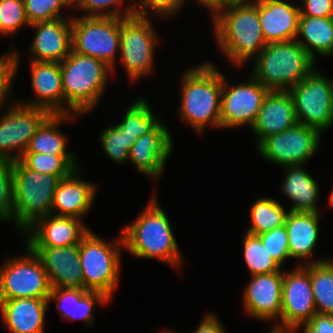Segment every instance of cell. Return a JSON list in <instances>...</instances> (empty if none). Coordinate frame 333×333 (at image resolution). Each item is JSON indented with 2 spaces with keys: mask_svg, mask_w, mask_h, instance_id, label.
Listing matches in <instances>:
<instances>
[{
  "mask_svg": "<svg viewBox=\"0 0 333 333\" xmlns=\"http://www.w3.org/2000/svg\"><path fill=\"white\" fill-rule=\"evenodd\" d=\"M12 105L0 118V156L17 161L27 150L31 138L52 114L46 109L18 101Z\"/></svg>",
  "mask_w": 333,
  "mask_h": 333,
  "instance_id": "4fadbf2b",
  "label": "cell"
},
{
  "mask_svg": "<svg viewBox=\"0 0 333 333\" xmlns=\"http://www.w3.org/2000/svg\"><path fill=\"white\" fill-rule=\"evenodd\" d=\"M83 1L84 0H62L64 6H70V8L75 6L78 11H80Z\"/></svg>",
  "mask_w": 333,
  "mask_h": 333,
  "instance_id": "681fc988",
  "label": "cell"
},
{
  "mask_svg": "<svg viewBox=\"0 0 333 333\" xmlns=\"http://www.w3.org/2000/svg\"><path fill=\"white\" fill-rule=\"evenodd\" d=\"M223 76L221 93V128H237L242 125L252 127L262 102L269 89L252 75L247 82L235 86L227 85Z\"/></svg>",
  "mask_w": 333,
  "mask_h": 333,
  "instance_id": "9a60e30c",
  "label": "cell"
},
{
  "mask_svg": "<svg viewBox=\"0 0 333 333\" xmlns=\"http://www.w3.org/2000/svg\"><path fill=\"white\" fill-rule=\"evenodd\" d=\"M56 301L61 318L82 320L90 327L94 319V308L109 303L110 299L98 291L81 288H51L48 302ZM98 304V305H97Z\"/></svg>",
  "mask_w": 333,
  "mask_h": 333,
  "instance_id": "4316f807",
  "label": "cell"
},
{
  "mask_svg": "<svg viewBox=\"0 0 333 333\" xmlns=\"http://www.w3.org/2000/svg\"><path fill=\"white\" fill-rule=\"evenodd\" d=\"M159 122L150 132L139 137L129 151V161L138 171L159 178L173 148L172 134Z\"/></svg>",
  "mask_w": 333,
  "mask_h": 333,
  "instance_id": "ac0fdd59",
  "label": "cell"
},
{
  "mask_svg": "<svg viewBox=\"0 0 333 333\" xmlns=\"http://www.w3.org/2000/svg\"><path fill=\"white\" fill-rule=\"evenodd\" d=\"M250 277L242 298L246 313L256 319L278 321L281 317L283 269Z\"/></svg>",
  "mask_w": 333,
  "mask_h": 333,
  "instance_id": "2e32d148",
  "label": "cell"
},
{
  "mask_svg": "<svg viewBox=\"0 0 333 333\" xmlns=\"http://www.w3.org/2000/svg\"><path fill=\"white\" fill-rule=\"evenodd\" d=\"M148 17L120 18V58L127 76L138 80L153 69L158 35Z\"/></svg>",
  "mask_w": 333,
  "mask_h": 333,
  "instance_id": "8fae6325",
  "label": "cell"
},
{
  "mask_svg": "<svg viewBox=\"0 0 333 333\" xmlns=\"http://www.w3.org/2000/svg\"><path fill=\"white\" fill-rule=\"evenodd\" d=\"M300 16L333 17V0H303Z\"/></svg>",
  "mask_w": 333,
  "mask_h": 333,
  "instance_id": "ee69618b",
  "label": "cell"
},
{
  "mask_svg": "<svg viewBox=\"0 0 333 333\" xmlns=\"http://www.w3.org/2000/svg\"><path fill=\"white\" fill-rule=\"evenodd\" d=\"M137 139V136L121 133L117 125H110L100 135L103 151L116 163L129 162V151Z\"/></svg>",
  "mask_w": 333,
  "mask_h": 333,
  "instance_id": "d590c367",
  "label": "cell"
},
{
  "mask_svg": "<svg viewBox=\"0 0 333 333\" xmlns=\"http://www.w3.org/2000/svg\"><path fill=\"white\" fill-rule=\"evenodd\" d=\"M24 256L7 259L0 267V300L48 299L51 285L39 258L27 246Z\"/></svg>",
  "mask_w": 333,
  "mask_h": 333,
  "instance_id": "30bf717a",
  "label": "cell"
},
{
  "mask_svg": "<svg viewBox=\"0 0 333 333\" xmlns=\"http://www.w3.org/2000/svg\"><path fill=\"white\" fill-rule=\"evenodd\" d=\"M152 111L145 99L138 98L127 108L123 120L116 125L121 133L139 138L150 132L160 122Z\"/></svg>",
  "mask_w": 333,
  "mask_h": 333,
  "instance_id": "836d02e7",
  "label": "cell"
},
{
  "mask_svg": "<svg viewBox=\"0 0 333 333\" xmlns=\"http://www.w3.org/2000/svg\"><path fill=\"white\" fill-rule=\"evenodd\" d=\"M329 204L333 207V187L329 195Z\"/></svg>",
  "mask_w": 333,
  "mask_h": 333,
  "instance_id": "816d5d0a",
  "label": "cell"
},
{
  "mask_svg": "<svg viewBox=\"0 0 333 333\" xmlns=\"http://www.w3.org/2000/svg\"><path fill=\"white\" fill-rule=\"evenodd\" d=\"M289 211L273 198L257 199L250 207L251 225L246 233L259 235L285 224Z\"/></svg>",
  "mask_w": 333,
  "mask_h": 333,
  "instance_id": "1f68e13d",
  "label": "cell"
},
{
  "mask_svg": "<svg viewBox=\"0 0 333 333\" xmlns=\"http://www.w3.org/2000/svg\"><path fill=\"white\" fill-rule=\"evenodd\" d=\"M31 85L35 100L18 102L48 110L51 114H63V85L60 62L30 61Z\"/></svg>",
  "mask_w": 333,
  "mask_h": 333,
  "instance_id": "603a6c76",
  "label": "cell"
},
{
  "mask_svg": "<svg viewBox=\"0 0 333 333\" xmlns=\"http://www.w3.org/2000/svg\"><path fill=\"white\" fill-rule=\"evenodd\" d=\"M302 36L303 41L299 38ZM297 42L316 61V53L333 55V17L300 16Z\"/></svg>",
  "mask_w": 333,
  "mask_h": 333,
  "instance_id": "f1b7e54d",
  "label": "cell"
},
{
  "mask_svg": "<svg viewBox=\"0 0 333 333\" xmlns=\"http://www.w3.org/2000/svg\"><path fill=\"white\" fill-rule=\"evenodd\" d=\"M29 248L44 266L51 288L84 289L79 245Z\"/></svg>",
  "mask_w": 333,
  "mask_h": 333,
  "instance_id": "d6986e66",
  "label": "cell"
},
{
  "mask_svg": "<svg viewBox=\"0 0 333 333\" xmlns=\"http://www.w3.org/2000/svg\"><path fill=\"white\" fill-rule=\"evenodd\" d=\"M124 239L121 234L115 241L105 242L91 230L79 243V257L84 289L98 291L112 298L120 276L121 250Z\"/></svg>",
  "mask_w": 333,
  "mask_h": 333,
  "instance_id": "52a82bcc",
  "label": "cell"
},
{
  "mask_svg": "<svg viewBox=\"0 0 333 333\" xmlns=\"http://www.w3.org/2000/svg\"><path fill=\"white\" fill-rule=\"evenodd\" d=\"M161 333H178V332H174L173 330H163V332H161Z\"/></svg>",
  "mask_w": 333,
  "mask_h": 333,
  "instance_id": "f5cc1de1",
  "label": "cell"
},
{
  "mask_svg": "<svg viewBox=\"0 0 333 333\" xmlns=\"http://www.w3.org/2000/svg\"><path fill=\"white\" fill-rule=\"evenodd\" d=\"M60 67L63 114L89 113L103 96L112 68L99 59L72 50L60 62Z\"/></svg>",
  "mask_w": 333,
  "mask_h": 333,
  "instance_id": "277c9868",
  "label": "cell"
},
{
  "mask_svg": "<svg viewBox=\"0 0 333 333\" xmlns=\"http://www.w3.org/2000/svg\"><path fill=\"white\" fill-rule=\"evenodd\" d=\"M281 192L292 202L289 211L320 212L318 206V182L303 168L304 165H286Z\"/></svg>",
  "mask_w": 333,
  "mask_h": 333,
  "instance_id": "83f0119b",
  "label": "cell"
},
{
  "mask_svg": "<svg viewBox=\"0 0 333 333\" xmlns=\"http://www.w3.org/2000/svg\"><path fill=\"white\" fill-rule=\"evenodd\" d=\"M297 329L295 328H291V327H282V326H278L275 325L273 326V329L269 330L268 333H293L295 332Z\"/></svg>",
  "mask_w": 333,
  "mask_h": 333,
  "instance_id": "c3c4849f",
  "label": "cell"
},
{
  "mask_svg": "<svg viewBox=\"0 0 333 333\" xmlns=\"http://www.w3.org/2000/svg\"><path fill=\"white\" fill-rule=\"evenodd\" d=\"M316 314L310 279V263L283 271L281 322L278 326L300 329Z\"/></svg>",
  "mask_w": 333,
  "mask_h": 333,
  "instance_id": "5bb4252c",
  "label": "cell"
},
{
  "mask_svg": "<svg viewBox=\"0 0 333 333\" xmlns=\"http://www.w3.org/2000/svg\"><path fill=\"white\" fill-rule=\"evenodd\" d=\"M180 118L198 133L208 125L221 128V93L223 75L213 63L188 69L181 78Z\"/></svg>",
  "mask_w": 333,
  "mask_h": 333,
  "instance_id": "3957f363",
  "label": "cell"
},
{
  "mask_svg": "<svg viewBox=\"0 0 333 333\" xmlns=\"http://www.w3.org/2000/svg\"><path fill=\"white\" fill-rule=\"evenodd\" d=\"M23 2L30 25L36 22L64 18L60 12L64 7L62 0H23Z\"/></svg>",
  "mask_w": 333,
  "mask_h": 333,
  "instance_id": "ab89813d",
  "label": "cell"
},
{
  "mask_svg": "<svg viewBox=\"0 0 333 333\" xmlns=\"http://www.w3.org/2000/svg\"><path fill=\"white\" fill-rule=\"evenodd\" d=\"M20 161L33 171L58 176L60 179L69 176L75 169L80 168L74 155L23 153Z\"/></svg>",
  "mask_w": 333,
  "mask_h": 333,
  "instance_id": "d6a6232c",
  "label": "cell"
},
{
  "mask_svg": "<svg viewBox=\"0 0 333 333\" xmlns=\"http://www.w3.org/2000/svg\"><path fill=\"white\" fill-rule=\"evenodd\" d=\"M35 36L30 45L32 61L61 62L72 50V18L36 22Z\"/></svg>",
  "mask_w": 333,
  "mask_h": 333,
  "instance_id": "ffe728a7",
  "label": "cell"
},
{
  "mask_svg": "<svg viewBox=\"0 0 333 333\" xmlns=\"http://www.w3.org/2000/svg\"><path fill=\"white\" fill-rule=\"evenodd\" d=\"M72 119H74L73 114H52L31 138L24 153L74 155L71 151H68L67 138L58 126Z\"/></svg>",
  "mask_w": 333,
  "mask_h": 333,
  "instance_id": "f546056e",
  "label": "cell"
},
{
  "mask_svg": "<svg viewBox=\"0 0 333 333\" xmlns=\"http://www.w3.org/2000/svg\"><path fill=\"white\" fill-rule=\"evenodd\" d=\"M293 98L288 90H269L251 129L257 145L266 137L284 132L297 124Z\"/></svg>",
  "mask_w": 333,
  "mask_h": 333,
  "instance_id": "44dd1931",
  "label": "cell"
},
{
  "mask_svg": "<svg viewBox=\"0 0 333 333\" xmlns=\"http://www.w3.org/2000/svg\"><path fill=\"white\" fill-rule=\"evenodd\" d=\"M216 43L229 62L242 66L267 45L254 2L223 5L212 16Z\"/></svg>",
  "mask_w": 333,
  "mask_h": 333,
  "instance_id": "6da1fadb",
  "label": "cell"
},
{
  "mask_svg": "<svg viewBox=\"0 0 333 333\" xmlns=\"http://www.w3.org/2000/svg\"><path fill=\"white\" fill-rule=\"evenodd\" d=\"M126 0H84L82 3L81 11H84L85 17H120L126 18L134 16V4L128 7H121ZM119 6L118 8L114 6ZM112 7V8H111ZM114 7V8H113ZM111 8V9H110ZM113 9V10H112Z\"/></svg>",
  "mask_w": 333,
  "mask_h": 333,
  "instance_id": "60d3db41",
  "label": "cell"
},
{
  "mask_svg": "<svg viewBox=\"0 0 333 333\" xmlns=\"http://www.w3.org/2000/svg\"><path fill=\"white\" fill-rule=\"evenodd\" d=\"M252 76L269 90H288L315 70V60L296 39L269 43L254 58Z\"/></svg>",
  "mask_w": 333,
  "mask_h": 333,
  "instance_id": "5b68a950",
  "label": "cell"
},
{
  "mask_svg": "<svg viewBox=\"0 0 333 333\" xmlns=\"http://www.w3.org/2000/svg\"><path fill=\"white\" fill-rule=\"evenodd\" d=\"M124 248L139 258L158 259L177 269L183 259L170 221L159 206L156 195L130 225L122 229Z\"/></svg>",
  "mask_w": 333,
  "mask_h": 333,
  "instance_id": "7a4b0ae2",
  "label": "cell"
},
{
  "mask_svg": "<svg viewBox=\"0 0 333 333\" xmlns=\"http://www.w3.org/2000/svg\"><path fill=\"white\" fill-rule=\"evenodd\" d=\"M81 219L72 216H48L37 219L24 233L28 247H68L79 245L89 232Z\"/></svg>",
  "mask_w": 333,
  "mask_h": 333,
  "instance_id": "e0dca14e",
  "label": "cell"
},
{
  "mask_svg": "<svg viewBox=\"0 0 333 333\" xmlns=\"http://www.w3.org/2000/svg\"><path fill=\"white\" fill-rule=\"evenodd\" d=\"M293 98L299 124L320 133L333 125V79L315 69L298 84L288 89Z\"/></svg>",
  "mask_w": 333,
  "mask_h": 333,
  "instance_id": "9c48e42d",
  "label": "cell"
},
{
  "mask_svg": "<svg viewBox=\"0 0 333 333\" xmlns=\"http://www.w3.org/2000/svg\"><path fill=\"white\" fill-rule=\"evenodd\" d=\"M258 0H224V5L229 3L256 2Z\"/></svg>",
  "mask_w": 333,
  "mask_h": 333,
  "instance_id": "f907efd6",
  "label": "cell"
},
{
  "mask_svg": "<svg viewBox=\"0 0 333 333\" xmlns=\"http://www.w3.org/2000/svg\"><path fill=\"white\" fill-rule=\"evenodd\" d=\"M266 251L281 267L290 258L287 228L285 224L270 231L256 235ZM283 265V266H282Z\"/></svg>",
  "mask_w": 333,
  "mask_h": 333,
  "instance_id": "f35d334b",
  "label": "cell"
},
{
  "mask_svg": "<svg viewBox=\"0 0 333 333\" xmlns=\"http://www.w3.org/2000/svg\"><path fill=\"white\" fill-rule=\"evenodd\" d=\"M321 133L304 124L264 138L258 145L264 160L279 166L305 165L319 150Z\"/></svg>",
  "mask_w": 333,
  "mask_h": 333,
  "instance_id": "7c38bea8",
  "label": "cell"
},
{
  "mask_svg": "<svg viewBox=\"0 0 333 333\" xmlns=\"http://www.w3.org/2000/svg\"><path fill=\"white\" fill-rule=\"evenodd\" d=\"M80 169L62 178L56 187L51 214L81 218L90 211L97 187L79 177Z\"/></svg>",
  "mask_w": 333,
  "mask_h": 333,
  "instance_id": "cb8c5ba5",
  "label": "cell"
},
{
  "mask_svg": "<svg viewBox=\"0 0 333 333\" xmlns=\"http://www.w3.org/2000/svg\"><path fill=\"white\" fill-rule=\"evenodd\" d=\"M319 215L320 212L289 211L286 216L290 258L304 260L300 265L326 260H307L312 257L319 239Z\"/></svg>",
  "mask_w": 333,
  "mask_h": 333,
  "instance_id": "d4e9b609",
  "label": "cell"
},
{
  "mask_svg": "<svg viewBox=\"0 0 333 333\" xmlns=\"http://www.w3.org/2000/svg\"><path fill=\"white\" fill-rule=\"evenodd\" d=\"M197 1L201 5L207 7V9H210L212 16L224 5V0H197ZM186 2L187 0H184V3Z\"/></svg>",
  "mask_w": 333,
  "mask_h": 333,
  "instance_id": "7dc6e473",
  "label": "cell"
},
{
  "mask_svg": "<svg viewBox=\"0 0 333 333\" xmlns=\"http://www.w3.org/2000/svg\"><path fill=\"white\" fill-rule=\"evenodd\" d=\"M61 179L27 168L20 160L13 163L14 216L21 232L37 219L51 214L54 193Z\"/></svg>",
  "mask_w": 333,
  "mask_h": 333,
  "instance_id": "8992f818",
  "label": "cell"
},
{
  "mask_svg": "<svg viewBox=\"0 0 333 333\" xmlns=\"http://www.w3.org/2000/svg\"><path fill=\"white\" fill-rule=\"evenodd\" d=\"M258 15L266 44L294 40L300 8L284 0H258Z\"/></svg>",
  "mask_w": 333,
  "mask_h": 333,
  "instance_id": "7402d4cb",
  "label": "cell"
},
{
  "mask_svg": "<svg viewBox=\"0 0 333 333\" xmlns=\"http://www.w3.org/2000/svg\"><path fill=\"white\" fill-rule=\"evenodd\" d=\"M13 163L0 156V221L10 222L14 216Z\"/></svg>",
  "mask_w": 333,
  "mask_h": 333,
  "instance_id": "74e56055",
  "label": "cell"
},
{
  "mask_svg": "<svg viewBox=\"0 0 333 333\" xmlns=\"http://www.w3.org/2000/svg\"><path fill=\"white\" fill-rule=\"evenodd\" d=\"M302 325L304 333H333V315L316 313L310 321Z\"/></svg>",
  "mask_w": 333,
  "mask_h": 333,
  "instance_id": "f6af8a7d",
  "label": "cell"
},
{
  "mask_svg": "<svg viewBox=\"0 0 333 333\" xmlns=\"http://www.w3.org/2000/svg\"><path fill=\"white\" fill-rule=\"evenodd\" d=\"M134 5V16L146 17L151 10L155 15L169 17L180 10L184 0H138Z\"/></svg>",
  "mask_w": 333,
  "mask_h": 333,
  "instance_id": "7bdbcfd3",
  "label": "cell"
},
{
  "mask_svg": "<svg viewBox=\"0 0 333 333\" xmlns=\"http://www.w3.org/2000/svg\"><path fill=\"white\" fill-rule=\"evenodd\" d=\"M224 328L215 314L206 313L198 327L192 333H226Z\"/></svg>",
  "mask_w": 333,
  "mask_h": 333,
  "instance_id": "bcb514c9",
  "label": "cell"
},
{
  "mask_svg": "<svg viewBox=\"0 0 333 333\" xmlns=\"http://www.w3.org/2000/svg\"><path fill=\"white\" fill-rule=\"evenodd\" d=\"M310 279L316 313L333 315V258L310 263Z\"/></svg>",
  "mask_w": 333,
  "mask_h": 333,
  "instance_id": "4dcf8cb0",
  "label": "cell"
},
{
  "mask_svg": "<svg viewBox=\"0 0 333 333\" xmlns=\"http://www.w3.org/2000/svg\"><path fill=\"white\" fill-rule=\"evenodd\" d=\"M72 51L105 62L112 71L120 54V17H73Z\"/></svg>",
  "mask_w": 333,
  "mask_h": 333,
  "instance_id": "ba28073f",
  "label": "cell"
},
{
  "mask_svg": "<svg viewBox=\"0 0 333 333\" xmlns=\"http://www.w3.org/2000/svg\"><path fill=\"white\" fill-rule=\"evenodd\" d=\"M48 305V299L0 300V314L11 333H44Z\"/></svg>",
  "mask_w": 333,
  "mask_h": 333,
  "instance_id": "484cf974",
  "label": "cell"
},
{
  "mask_svg": "<svg viewBox=\"0 0 333 333\" xmlns=\"http://www.w3.org/2000/svg\"><path fill=\"white\" fill-rule=\"evenodd\" d=\"M244 260L249 270V274H269L278 272L282 267L269 256L262 241L256 236L245 233L244 236Z\"/></svg>",
  "mask_w": 333,
  "mask_h": 333,
  "instance_id": "e575fe53",
  "label": "cell"
},
{
  "mask_svg": "<svg viewBox=\"0 0 333 333\" xmlns=\"http://www.w3.org/2000/svg\"><path fill=\"white\" fill-rule=\"evenodd\" d=\"M10 49L0 57V107L8 101L14 78L19 69L20 54L12 50L13 48Z\"/></svg>",
  "mask_w": 333,
  "mask_h": 333,
  "instance_id": "b9f144b4",
  "label": "cell"
},
{
  "mask_svg": "<svg viewBox=\"0 0 333 333\" xmlns=\"http://www.w3.org/2000/svg\"><path fill=\"white\" fill-rule=\"evenodd\" d=\"M24 25L30 26L23 0H0V35H13Z\"/></svg>",
  "mask_w": 333,
  "mask_h": 333,
  "instance_id": "8d00e7d4",
  "label": "cell"
}]
</instances>
